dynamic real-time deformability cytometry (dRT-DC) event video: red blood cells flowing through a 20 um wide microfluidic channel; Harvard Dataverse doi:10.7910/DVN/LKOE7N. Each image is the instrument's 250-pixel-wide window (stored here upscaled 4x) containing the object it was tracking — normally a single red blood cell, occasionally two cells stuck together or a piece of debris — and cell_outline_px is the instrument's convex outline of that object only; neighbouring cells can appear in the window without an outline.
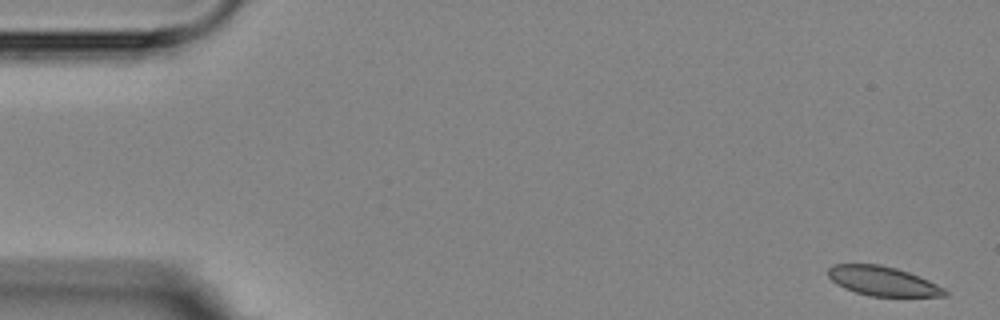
{"species": "Egyptian fruit bat (a non-hibernating species)", "species_latin": "Rousettus aegyptiacus", "temperature_condition": "room temperature", "stored_images_in_passage": 5, "segment_of_instrument_passage": [1, 2], "camera_frame_rate_fps": 3000, "um_per_image_px": 0.085, "animal": {"sex": "female"}, "frame": {"image": 1, "passage_image": 1, "time_ms": 0.0, "image_size_px": [1000, 320], "cell_outline_px": [[948, 296], [868, 296], [844, 288], [836, 284], [828, 276], [828, 268], [832, 264], [880, 264], [896, 268], [920, 276], [944, 288], [948, 292]], "centroid_in_image_um": [75.02, 23.89], "position_along_channel_um": 10.0, "area_um2": 20.0}}
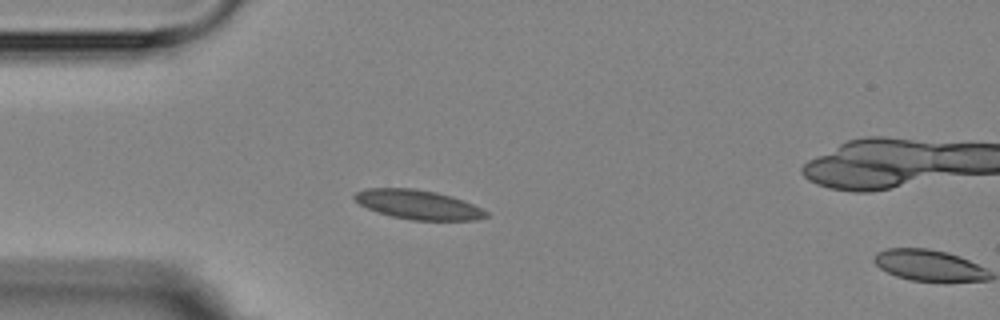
{"frame": {"image": 2, "passage_image": 4, "time_ms": 4.333, "image_size_px": [1000, 320], "cell_outline_px": [[488, 216], [476, 220], [412, 220], [392, 216], [368, 208], [360, 204], [352, 196], [356, 192], [364, 188], [412, 188], [436, 192], [452, 196], [464, 200], [488, 212]], "centroid_in_image_um": [35.55, 17.38], "position_along_channel_um": 49.5, "area_um2": 22.31}}